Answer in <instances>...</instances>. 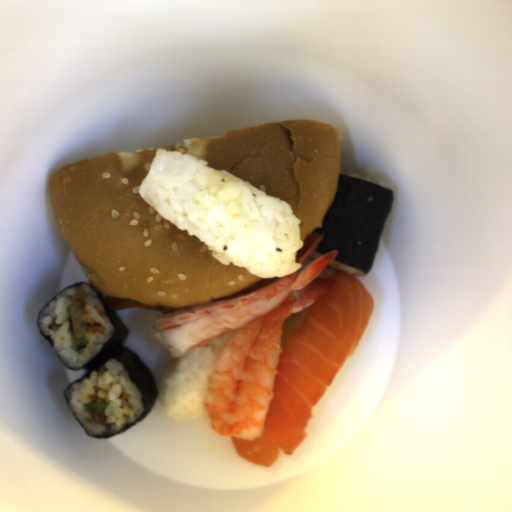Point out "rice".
I'll list each match as a JSON object with an SVG mask.
<instances>
[{
  "label": "rice",
  "instance_id": "obj_1",
  "mask_svg": "<svg viewBox=\"0 0 512 512\" xmlns=\"http://www.w3.org/2000/svg\"><path fill=\"white\" fill-rule=\"evenodd\" d=\"M138 193L162 218L195 235L219 263L279 279L301 269V220L292 206L178 151L157 149Z\"/></svg>",
  "mask_w": 512,
  "mask_h": 512
},
{
  "label": "rice",
  "instance_id": "obj_2",
  "mask_svg": "<svg viewBox=\"0 0 512 512\" xmlns=\"http://www.w3.org/2000/svg\"><path fill=\"white\" fill-rule=\"evenodd\" d=\"M122 394L127 400H121ZM95 395L93 401L91 396ZM70 410L84 431L93 436H110L134 424L144 411L143 396L130 379L125 367L116 358L105 363L102 371H92L88 378L71 384L65 390ZM93 402L107 404L103 410L107 425L91 419L85 405Z\"/></svg>",
  "mask_w": 512,
  "mask_h": 512
},
{
  "label": "rice",
  "instance_id": "obj_3",
  "mask_svg": "<svg viewBox=\"0 0 512 512\" xmlns=\"http://www.w3.org/2000/svg\"><path fill=\"white\" fill-rule=\"evenodd\" d=\"M235 330L207 340L208 347L195 346L171 359L160 380L157 397L167 417L178 423L203 418L209 376Z\"/></svg>",
  "mask_w": 512,
  "mask_h": 512
},
{
  "label": "rice",
  "instance_id": "obj_4",
  "mask_svg": "<svg viewBox=\"0 0 512 512\" xmlns=\"http://www.w3.org/2000/svg\"><path fill=\"white\" fill-rule=\"evenodd\" d=\"M83 290L86 292L88 312L83 314L81 319L85 323L102 325L104 333L103 335L86 333V346L76 347L69 307L72 302L79 301V294ZM96 307L103 308L96 292L84 283L68 287L39 311L38 330L51 338L53 350L66 368L77 370L83 367L101 350L114 333V327L104 308L100 313L96 312Z\"/></svg>",
  "mask_w": 512,
  "mask_h": 512
},
{
  "label": "rice",
  "instance_id": "obj_5",
  "mask_svg": "<svg viewBox=\"0 0 512 512\" xmlns=\"http://www.w3.org/2000/svg\"><path fill=\"white\" fill-rule=\"evenodd\" d=\"M309 309L310 305L299 312L289 315L284 320L281 335V346L292 332L299 329Z\"/></svg>",
  "mask_w": 512,
  "mask_h": 512
},
{
  "label": "rice",
  "instance_id": "obj_6",
  "mask_svg": "<svg viewBox=\"0 0 512 512\" xmlns=\"http://www.w3.org/2000/svg\"><path fill=\"white\" fill-rule=\"evenodd\" d=\"M327 267L329 269H334L336 270L337 272H346V273H350L352 276H355V277H365L367 273H363L362 271H359L357 269H354L352 267H349L347 265H344V264H341L339 262H336V261H332L331 263H329L327 265Z\"/></svg>",
  "mask_w": 512,
  "mask_h": 512
},
{
  "label": "rice",
  "instance_id": "obj_7",
  "mask_svg": "<svg viewBox=\"0 0 512 512\" xmlns=\"http://www.w3.org/2000/svg\"><path fill=\"white\" fill-rule=\"evenodd\" d=\"M346 176L352 177V178H356V179H359V180H363V181H366V182H369V183L381 186V187L386 188V189L389 188V186L385 182H381V181H378V180H373L371 177H363V176H361V175H359L357 173H349Z\"/></svg>",
  "mask_w": 512,
  "mask_h": 512
},
{
  "label": "rice",
  "instance_id": "obj_8",
  "mask_svg": "<svg viewBox=\"0 0 512 512\" xmlns=\"http://www.w3.org/2000/svg\"><path fill=\"white\" fill-rule=\"evenodd\" d=\"M322 256H323V255L317 254V252H316V250H315L314 252H312V253L308 256V258H309L310 260H313V261H314V260H316V259H318V258H320V257H322Z\"/></svg>",
  "mask_w": 512,
  "mask_h": 512
}]
</instances>
